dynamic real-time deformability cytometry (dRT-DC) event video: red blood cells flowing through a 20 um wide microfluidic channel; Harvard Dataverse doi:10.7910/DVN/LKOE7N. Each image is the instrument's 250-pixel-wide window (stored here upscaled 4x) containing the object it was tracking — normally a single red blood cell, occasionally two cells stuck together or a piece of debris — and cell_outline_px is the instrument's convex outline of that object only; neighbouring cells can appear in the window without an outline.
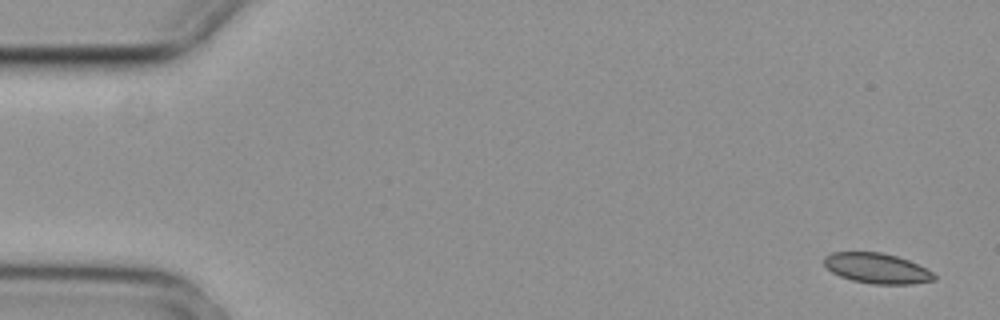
{"species": "common noctule bat (a hibernating species)", "species_latin": "Nyctalus noctula", "temperature_condition": "cold", "stored_images_in_passage": 3, "camera_frame_rate_fps": 3000, "um_per_image_px": 0.085, "animal": {"sex": "female", "body_mass_g": 29.2, "forearm_length_mm": 56.3}, "frame": {"image": 1, "passage_image": 1, "time_ms": 0.0, "image_size_px": [1000, 320], "cell_outline_px": [[936, 280], [912, 284], [872, 284], [852, 280], [840, 276], [832, 272], [824, 264], [824, 256], [832, 252], [880, 252], [896, 256], [908, 260], [932, 272], [936, 276]], "centroid_in_image_um": [74.53, 22.81], "position_along_channel_um": 10.5, "area_um2": 19.31}}
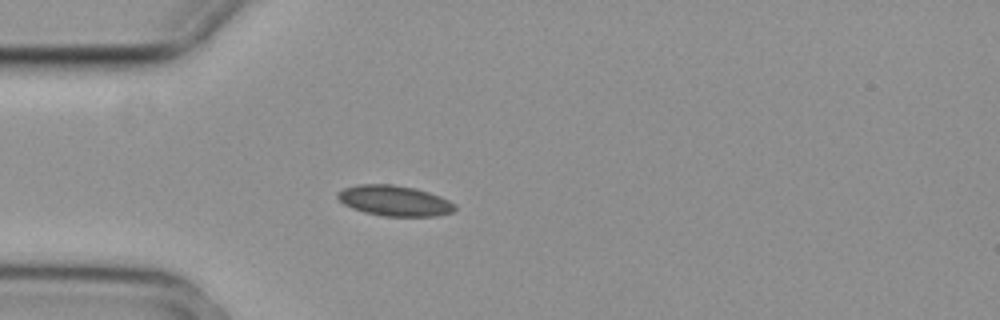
{"frame": {"image": 2, "passage_image": 3, "time_ms": 0.667, "image_size_px": [1000, 320], "cell_outline_px": [[456, 208], [452, 212], [436, 216], [384, 216], [364, 212], [352, 208], [344, 204], [336, 196], [336, 192], [344, 188], [356, 184], [392, 184], [416, 188], [440, 196], [456, 204]], "centroid_in_image_um": [33.52, 17.05], "position_along_channel_um": 51.5, "area_um2": 20.92}}